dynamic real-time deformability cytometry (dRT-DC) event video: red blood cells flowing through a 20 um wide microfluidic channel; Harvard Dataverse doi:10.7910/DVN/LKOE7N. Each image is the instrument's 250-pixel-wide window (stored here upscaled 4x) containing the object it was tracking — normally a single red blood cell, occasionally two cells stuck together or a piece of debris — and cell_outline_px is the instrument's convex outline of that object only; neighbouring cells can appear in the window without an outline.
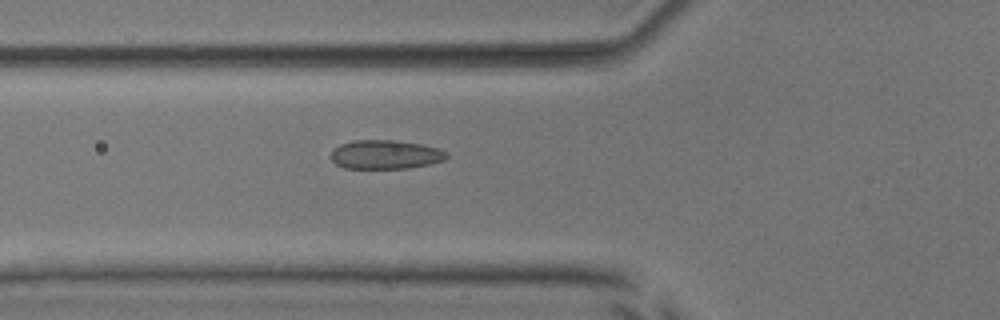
{"species": "common noctule bat (a hibernating species)", "species_latin": "Nyctalus noctula", "temperature_condition": "room temperature", "stored_images_in_passage": 47, "camera_frame_rate_fps": 3000, "um_per_image_px": 0.085, "animal": {"sex": "male", "body_mass_g": 17.9, "forearm_length_mm": 54.2}, "frame": {"image": 1, "passage_image": 18, "time_ms": 5.667, "image_size_px": [1000, 320], "cell_outline_px": [[448, 156], [444, 160], [428, 164], [408, 168], [344, 168], [336, 164], [328, 156], [332, 148], [340, 144], [352, 140], [392, 140], [420, 144], [440, 148]], "centroid_in_image_um": [32.68, 13.13], "position_along_channel_um": 93.1, "area_um2": 19.59}}
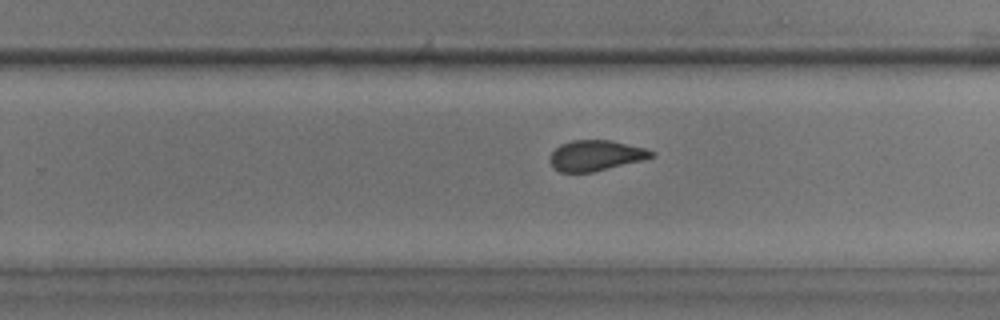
{"frame": {"image": 2, "passage_image": 32, "time_ms": 10.333, "image_size_px": [1000, 320], "cell_outline_px": [[656, 156], [592, 172], [560, 172], [552, 168], [548, 160], [552, 152], [560, 144], [572, 140], [612, 140], [644, 148], [656, 152]], "centroid_in_image_um": [50.6, 13.21], "position_along_channel_um": 279.2, "area_um2": 18.03}}
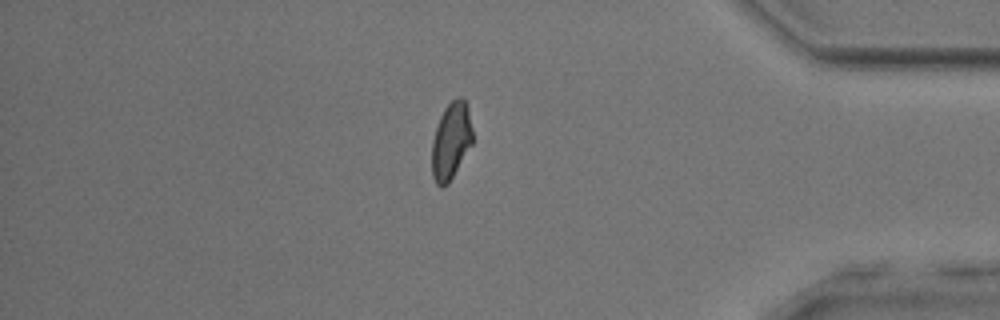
{"frame": {"image": 3, "passage_image": 43, "time_ms": 14.0, "image_size_px": [1000, 320], "cell_outline_px": [[472, 144], [448, 184], [444, 188], [440, 188], [436, 184], [432, 176], [432, 140], [440, 116], [444, 108], [456, 96], [460, 96], [468, 104], [472, 128]], "centroid_in_image_um": [38.34, 11.97], "position_along_channel_um": 396.9, "area_um2": 18.44}, "authors_computed_cell_mechanics": {"area_um2": 19.3052, "velocity_mm_per_s": 4.0064, "shape_relaxation_time_tau1_ms": null, "shape_relaxation_time_tau2_ms": 1.4682, "deformation_change_tau1": null, "deformation_change_tau2": 0.0597}}